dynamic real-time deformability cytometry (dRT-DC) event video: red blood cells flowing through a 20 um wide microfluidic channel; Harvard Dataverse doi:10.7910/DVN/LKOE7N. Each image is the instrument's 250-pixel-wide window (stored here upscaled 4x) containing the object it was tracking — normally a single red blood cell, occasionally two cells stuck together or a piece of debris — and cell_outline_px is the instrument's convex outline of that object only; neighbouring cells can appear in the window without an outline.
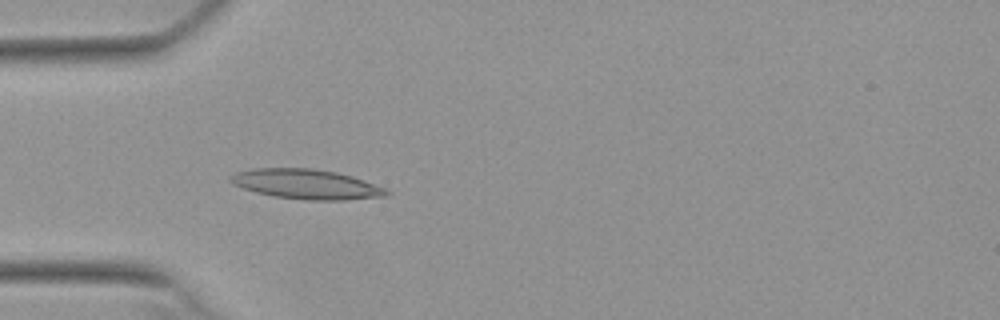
{"species": "Egyptian fruit bat (a non-hibernating species)", "species_latin": "Rousettus aegyptiacus", "temperature_condition": "warm", "stored_images_in_passage": 44, "camera_frame_rate_fps": 3000, "um_per_image_px": 0.085, "animal": {"sex": "female"}, "frame": {"image": 1, "passage_image": 7, "time_ms": 2.0, "image_size_px": [1000, 320], "cell_outline_px": [[392, 192], [388, 196], [344, 200], [304, 200], [272, 196], [256, 192], [232, 184], [228, 180], [228, 176], [236, 172], [252, 168], [312, 168], [336, 172], [352, 176], [384, 188]], "centroid_in_image_um": [26.01, 15.65], "position_along_channel_um": 59.0, "area_um2": 27.22}}
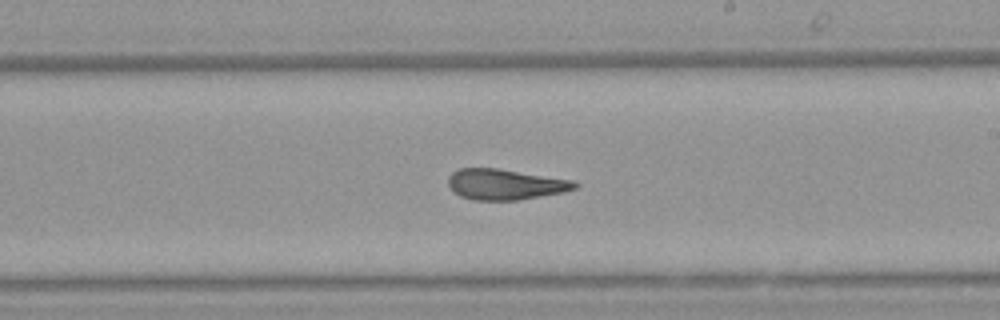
{"frame": {"image": 2, "passage_image": 22, "time_ms": 7.0, "image_size_px": [1000, 320], "cell_outline_px": [[580, 184], [576, 188], [564, 192], [516, 200], [472, 200], [460, 196], [448, 184], [448, 176], [452, 172], [460, 168], [496, 168], [572, 180]], "centroid_in_image_um": [42.93, 15.67], "position_along_channel_um": 246.1, "area_um2": 22.43}}
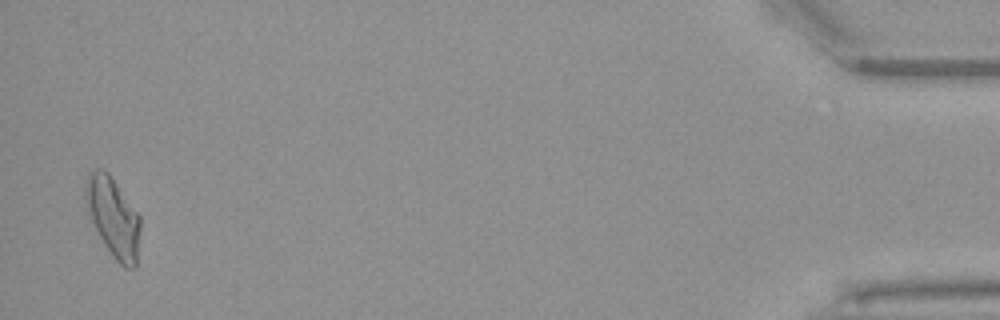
{"frame": {"image": 3, "passage_image": 43, "time_ms": 14.0, "image_size_px": [1000, 320], "cell_outline_px": [[140, 232], [136, 268], [124, 268], [112, 256], [104, 244], [88, 212], [84, 192], [84, 184], [88, 172], [92, 168], [104, 168], [108, 172], [140, 216]], "centroid_in_image_um": [9.61, 18.43], "position_along_channel_um": 425.6, "area_um2": 25.43}, "authors_computed_cell_mechanics": {"area_um2": 23.3223, "velocity_mm_per_s": 3.8206, "shape_relaxation_time_tau1_ms": null, "shape_relaxation_time_tau2_ms": 2.4913, "deformation_change_tau1": null, "deformation_change_tau2": 0.113}}